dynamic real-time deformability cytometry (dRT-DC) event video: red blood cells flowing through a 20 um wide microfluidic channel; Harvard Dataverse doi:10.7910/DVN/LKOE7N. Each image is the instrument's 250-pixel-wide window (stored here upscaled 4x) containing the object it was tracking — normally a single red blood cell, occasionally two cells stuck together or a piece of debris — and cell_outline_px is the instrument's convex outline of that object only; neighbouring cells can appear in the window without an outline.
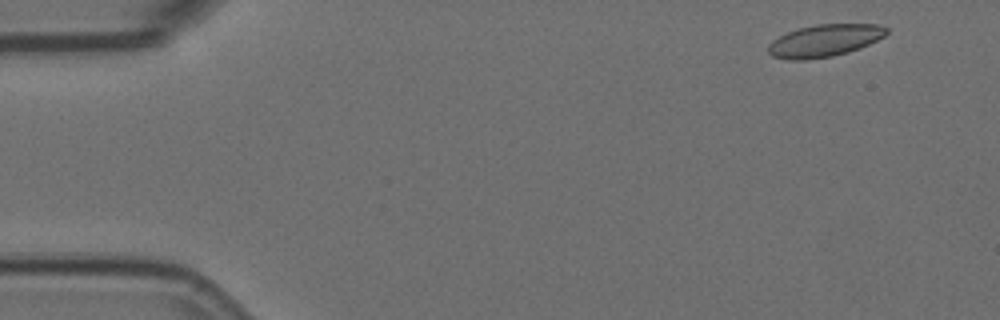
{"species": "Egyptian fruit bat (a non-hibernating species)", "species_latin": "Rousettus aegyptiacus", "temperature_condition": "room temperature", "stored_images_in_passage": 4, "camera_frame_rate_fps": 3000, "um_per_image_px": 0.085, "animal": {"sex": "female"}, "frame": {"image": 1, "passage_image": 1, "time_ms": 0.0, "image_size_px": [1000, 320], "cell_outline_px": [[888, 32], [884, 36], [860, 48], [848, 52], [832, 56], [804, 60], [788, 60], [772, 56], [768, 52], [768, 44], [772, 40], [788, 32], [800, 28], [816, 24], [880, 24], [888, 28]], "centroid_in_image_um": [70.08, 3.45], "position_along_channel_um": 14.9, "area_um2": 22.2}}